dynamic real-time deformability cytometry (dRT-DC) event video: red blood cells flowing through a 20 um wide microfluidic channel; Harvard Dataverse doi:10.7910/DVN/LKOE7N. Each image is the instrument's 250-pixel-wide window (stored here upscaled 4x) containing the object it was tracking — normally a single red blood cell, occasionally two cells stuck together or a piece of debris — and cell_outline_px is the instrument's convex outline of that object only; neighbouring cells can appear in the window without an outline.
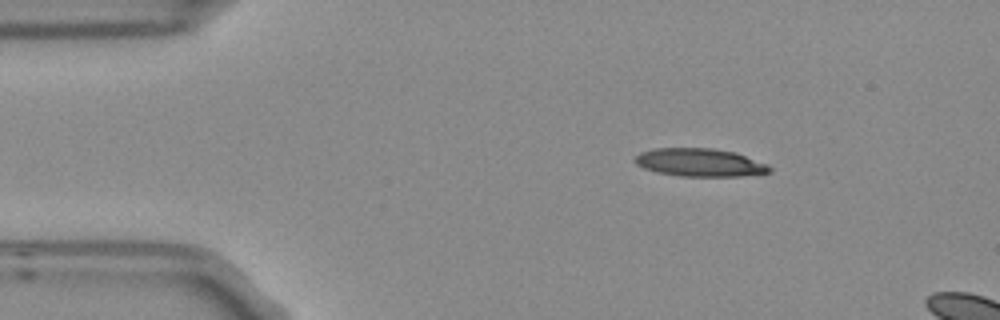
{"species": "Egyptian fruit bat (a non-hibernating species)", "species_latin": "Rousettus aegyptiacus", "temperature_condition": "room temperature", "stored_images_in_passage": 3, "camera_frame_rate_fps": 3000, "um_per_image_px": 0.085, "frame": {"image": 1, "passage_image": 1, "time_ms": 0.0, "image_size_px": [1000, 320], "cell_outline_px": [[772, 172], [740, 176], [680, 176], [656, 172], [644, 168], [636, 164], [632, 160], [640, 152], [656, 148], [712, 148], [736, 152], [768, 164], [772, 168]], "centroid_in_image_um": [59.49, 13.81], "position_along_channel_um": 25.5, "area_um2": 22.14}}